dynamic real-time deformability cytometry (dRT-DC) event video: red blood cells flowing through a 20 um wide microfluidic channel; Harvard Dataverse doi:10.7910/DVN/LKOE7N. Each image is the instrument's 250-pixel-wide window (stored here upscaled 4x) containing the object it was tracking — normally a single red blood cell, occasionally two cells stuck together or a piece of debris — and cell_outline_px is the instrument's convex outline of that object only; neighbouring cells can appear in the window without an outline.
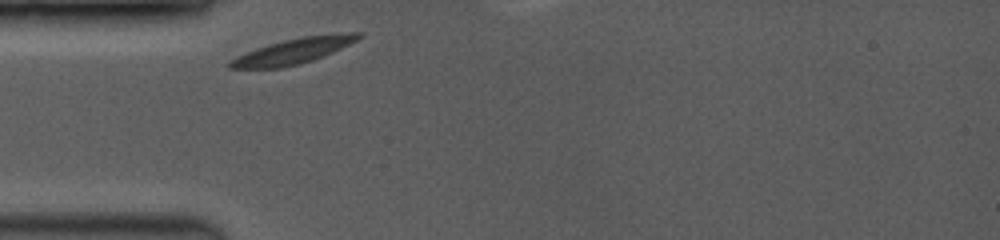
{"species": "common noctule bat (a hibernating species)", "species_latin": "Nyctalus noctula", "temperature_condition": "room temperature", "stored_images_in_passage": 33, "camera_frame_rate_fps": 3500, "um_per_image_px": 0.085, "animal": {"sex": "female", "body_mass_g": 19.0, "forearm_length_mm": 53.3}, "frame": {"image": 1, "passage_image": 1, "time_ms": 0.0, "image_size_px": [1000, 240], "cell_outline_px": [[364, 36], [324, 56], [300, 64], [280, 68], [228, 68], [224, 64], [236, 56], [256, 48], [268, 44], [300, 36], [344, 32], [364, 32]], "centroid_in_image_um": [24.93, 4.32], "position_along_channel_um": 60.1, "area_um2": 19.31}}
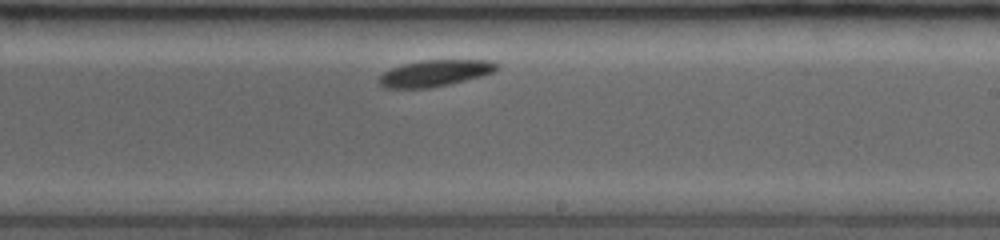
{"frame": {"image": 2, "passage_image": 19, "time_ms": 5.143, "image_size_px": [1000, 240], "cell_outline_px": [[500, 64], [492, 72], [480, 76], [448, 84], [428, 88], [384, 88], [376, 80], [384, 72], [392, 68], [404, 64], [420, 60], [492, 60]], "centroid_in_image_um": [36.94, 6.21], "position_along_channel_um": 252.1, "area_um2": 17.98}}
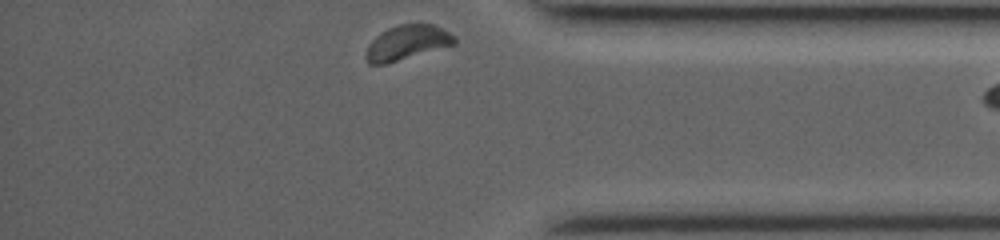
{"frame": {"image": 3, "passage_image": 33, "time_ms": 9.143, "image_size_px": [1000, 240], "cell_outline_px": [[456, 44], [388, 64], [368, 64], [364, 56], [368, 44], [376, 36], [388, 28], [400, 24], [432, 24], [456, 36]], "centroid_in_image_um": [34.58, 3.64], "position_along_channel_um": 400.6, "area_um2": 17.98}}